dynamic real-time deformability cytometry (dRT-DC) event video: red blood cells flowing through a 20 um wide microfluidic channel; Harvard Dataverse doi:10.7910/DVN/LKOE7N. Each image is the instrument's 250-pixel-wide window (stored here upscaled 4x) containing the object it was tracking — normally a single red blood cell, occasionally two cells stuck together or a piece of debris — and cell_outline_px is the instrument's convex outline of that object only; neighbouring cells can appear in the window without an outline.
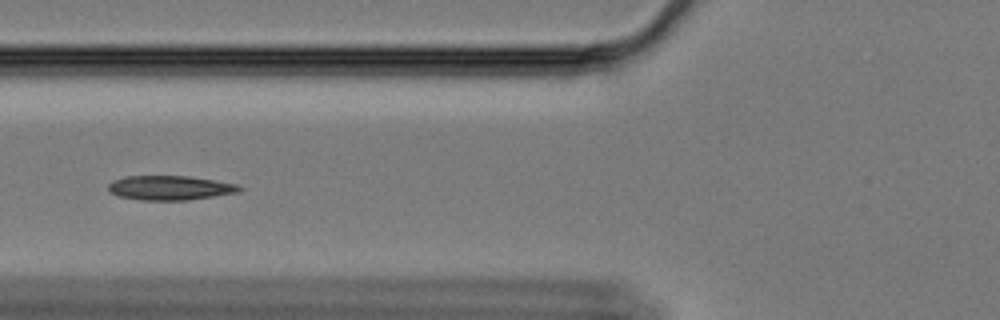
{"species": "Egyptian fruit bat (a non-hibernating species)", "species_latin": "Rousettus aegyptiacus", "temperature_condition": "cold", "stored_images_in_passage": 57, "camera_frame_rate_fps": 3000, "um_per_image_px": 0.085, "animal": {"sex": "female"}, "frame": {"image": 1, "passage_image": 20, "time_ms": 6.333, "image_size_px": [1000, 320], "cell_outline_px": [[244, 188], [240, 192], [188, 200], [140, 200], [116, 196], [108, 192], [108, 184], [112, 180], [124, 176], [188, 176], [236, 184]], "centroid_in_image_um": [14.39, 15.97], "position_along_channel_um": 111.4, "area_um2": 18.79}}
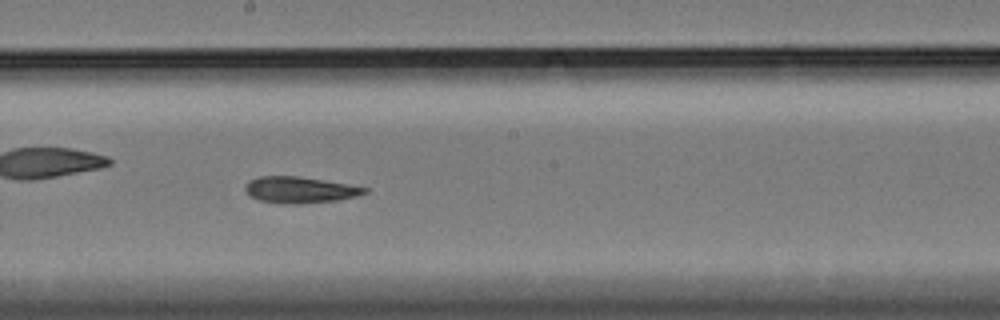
{"frame": {"image": 2, "passage_image": 30, "time_ms": 9.667, "image_size_px": [1000, 320], "cell_outline_px": [[368, 192], [356, 196], [336, 200], [300, 204], [280, 204], [260, 200], [248, 196], [244, 188], [252, 180], [260, 176], [296, 176], [324, 180], [348, 184], [368, 188]], "centroid_in_image_um": [25.48, 16.15], "position_along_channel_um": 222.7, "area_um2": 18.21}}
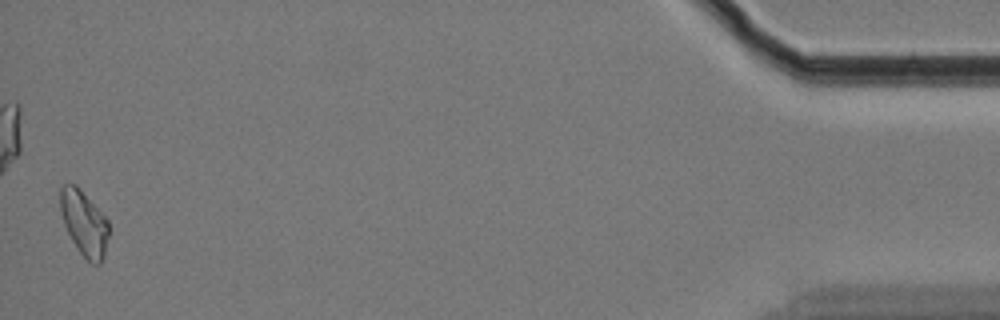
{"frame": {"image": 3, "passage_image": 56, "time_ms": 18.333, "image_size_px": [1000, 320], "cell_outline_px": [[108, 236], [104, 256], [100, 264], [92, 264], [80, 252], [72, 240], [64, 224], [60, 212], [60, 188], [64, 184], [76, 184], [108, 220]], "centroid_in_image_um": [7.14, 18.96], "position_along_channel_um": 428.1, "area_um2": 18.15}}